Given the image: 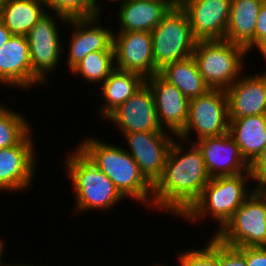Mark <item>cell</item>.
I'll return each mask as SVG.
<instances>
[{
	"label": "cell",
	"instance_id": "5b68a950",
	"mask_svg": "<svg viewBox=\"0 0 266 266\" xmlns=\"http://www.w3.org/2000/svg\"><path fill=\"white\" fill-rule=\"evenodd\" d=\"M248 52L226 40H197L193 58L210 89L226 90L239 78Z\"/></svg>",
	"mask_w": 266,
	"mask_h": 266
},
{
	"label": "cell",
	"instance_id": "3957f363",
	"mask_svg": "<svg viewBox=\"0 0 266 266\" xmlns=\"http://www.w3.org/2000/svg\"><path fill=\"white\" fill-rule=\"evenodd\" d=\"M252 180L250 172L233 176L211 178L204 187L200 198L181 217L184 220L198 222L210 215L218 223V231L231 219L244 201L255 191L246 186ZM247 187V188H246ZM209 214V215H208ZM202 218V220H200ZM198 219V220H197Z\"/></svg>",
	"mask_w": 266,
	"mask_h": 266
},
{
	"label": "cell",
	"instance_id": "5bb4252c",
	"mask_svg": "<svg viewBox=\"0 0 266 266\" xmlns=\"http://www.w3.org/2000/svg\"><path fill=\"white\" fill-rule=\"evenodd\" d=\"M179 5L197 40H225L231 0H182Z\"/></svg>",
	"mask_w": 266,
	"mask_h": 266
},
{
	"label": "cell",
	"instance_id": "9a60e30c",
	"mask_svg": "<svg viewBox=\"0 0 266 266\" xmlns=\"http://www.w3.org/2000/svg\"><path fill=\"white\" fill-rule=\"evenodd\" d=\"M145 83L151 88L162 130L177 137L187 123L190 100L159 73L146 78Z\"/></svg>",
	"mask_w": 266,
	"mask_h": 266
},
{
	"label": "cell",
	"instance_id": "44dd1931",
	"mask_svg": "<svg viewBox=\"0 0 266 266\" xmlns=\"http://www.w3.org/2000/svg\"><path fill=\"white\" fill-rule=\"evenodd\" d=\"M265 0H231L225 40L243 46L247 52L255 47V27Z\"/></svg>",
	"mask_w": 266,
	"mask_h": 266
},
{
	"label": "cell",
	"instance_id": "9c48e42d",
	"mask_svg": "<svg viewBox=\"0 0 266 266\" xmlns=\"http://www.w3.org/2000/svg\"><path fill=\"white\" fill-rule=\"evenodd\" d=\"M228 100L225 90L210 89L206 94L191 99L188 120L184 130L177 136L186 143L190 134L202 138L221 136L229 132ZM189 137V138H188Z\"/></svg>",
	"mask_w": 266,
	"mask_h": 266
},
{
	"label": "cell",
	"instance_id": "52a82bcc",
	"mask_svg": "<svg viewBox=\"0 0 266 266\" xmlns=\"http://www.w3.org/2000/svg\"><path fill=\"white\" fill-rule=\"evenodd\" d=\"M151 35L153 58L158 70L168 63L192 56L197 43L187 14L179 4L168 11Z\"/></svg>",
	"mask_w": 266,
	"mask_h": 266
},
{
	"label": "cell",
	"instance_id": "8992f818",
	"mask_svg": "<svg viewBox=\"0 0 266 266\" xmlns=\"http://www.w3.org/2000/svg\"><path fill=\"white\" fill-rule=\"evenodd\" d=\"M214 237L235 248L266 246V189H255Z\"/></svg>",
	"mask_w": 266,
	"mask_h": 266
},
{
	"label": "cell",
	"instance_id": "cb8c5ba5",
	"mask_svg": "<svg viewBox=\"0 0 266 266\" xmlns=\"http://www.w3.org/2000/svg\"><path fill=\"white\" fill-rule=\"evenodd\" d=\"M42 0H2L0 20L12 35L26 36L46 14Z\"/></svg>",
	"mask_w": 266,
	"mask_h": 266
},
{
	"label": "cell",
	"instance_id": "836d02e7",
	"mask_svg": "<svg viewBox=\"0 0 266 266\" xmlns=\"http://www.w3.org/2000/svg\"><path fill=\"white\" fill-rule=\"evenodd\" d=\"M11 32L6 28V26L0 20V48L6 44V42L12 37Z\"/></svg>",
	"mask_w": 266,
	"mask_h": 266
},
{
	"label": "cell",
	"instance_id": "ba28073f",
	"mask_svg": "<svg viewBox=\"0 0 266 266\" xmlns=\"http://www.w3.org/2000/svg\"><path fill=\"white\" fill-rule=\"evenodd\" d=\"M53 15L48 11L26 35L32 64V86L45 84L49 73H53L61 62L63 48L57 21L67 23L69 18L59 13Z\"/></svg>",
	"mask_w": 266,
	"mask_h": 266
},
{
	"label": "cell",
	"instance_id": "4dcf8cb0",
	"mask_svg": "<svg viewBox=\"0 0 266 266\" xmlns=\"http://www.w3.org/2000/svg\"><path fill=\"white\" fill-rule=\"evenodd\" d=\"M219 266H247L245 257L235 248L219 241Z\"/></svg>",
	"mask_w": 266,
	"mask_h": 266
},
{
	"label": "cell",
	"instance_id": "83f0119b",
	"mask_svg": "<svg viewBox=\"0 0 266 266\" xmlns=\"http://www.w3.org/2000/svg\"><path fill=\"white\" fill-rule=\"evenodd\" d=\"M178 257L180 266H219V240L213 236L202 249L192 248Z\"/></svg>",
	"mask_w": 266,
	"mask_h": 266
},
{
	"label": "cell",
	"instance_id": "d4e9b609",
	"mask_svg": "<svg viewBox=\"0 0 266 266\" xmlns=\"http://www.w3.org/2000/svg\"><path fill=\"white\" fill-rule=\"evenodd\" d=\"M159 74L189 100L204 95L210 90L193 56L166 64L159 70Z\"/></svg>",
	"mask_w": 266,
	"mask_h": 266
},
{
	"label": "cell",
	"instance_id": "7a4b0ae2",
	"mask_svg": "<svg viewBox=\"0 0 266 266\" xmlns=\"http://www.w3.org/2000/svg\"><path fill=\"white\" fill-rule=\"evenodd\" d=\"M94 137H85L77 148L113 182L124 197H132L146 204V207H153V185L140 172L133 157L125 148Z\"/></svg>",
	"mask_w": 266,
	"mask_h": 266
},
{
	"label": "cell",
	"instance_id": "4316f807",
	"mask_svg": "<svg viewBox=\"0 0 266 266\" xmlns=\"http://www.w3.org/2000/svg\"><path fill=\"white\" fill-rule=\"evenodd\" d=\"M6 107L0 104V149L17 145L32 130L25 115Z\"/></svg>",
	"mask_w": 266,
	"mask_h": 266
},
{
	"label": "cell",
	"instance_id": "1f68e13d",
	"mask_svg": "<svg viewBox=\"0 0 266 266\" xmlns=\"http://www.w3.org/2000/svg\"><path fill=\"white\" fill-rule=\"evenodd\" d=\"M244 257L247 266H266V246L237 247Z\"/></svg>",
	"mask_w": 266,
	"mask_h": 266
},
{
	"label": "cell",
	"instance_id": "6da1fadb",
	"mask_svg": "<svg viewBox=\"0 0 266 266\" xmlns=\"http://www.w3.org/2000/svg\"><path fill=\"white\" fill-rule=\"evenodd\" d=\"M176 141L169 149L161 177L153 185L151 208L181 218L200 198L211 177L198 147L192 143L190 149L183 148L181 140Z\"/></svg>",
	"mask_w": 266,
	"mask_h": 266
},
{
	"label": "cell",
	"instance_id": "e0dca14e",
	"mask_svg": "<svg viewBox=\"0 0 266 266\" xmlns=\"http://www.w3.org/2000/svg\"><path fill=\"white\" fill-rule=\"evenodd\" d=\"M100 16L69 18L66 23L72 25L67 65L71 70L89 53L94 51H107L113 45L112 29L99 25Z\"/></svg>",
	"mask_w": 266,
	"mask_h": 266
},
{
	"label": "cell",
	"instance_id": "e575fe53",
	"mask_svg": "<svg viewBox=\"0 0 266 266\" xmlns=\"http://www.w3.org/2000/svg\"><path fill=\"white\" fill-rule=\"evenodd\" d=\"M100 1L101 0H93V4H94V8H95V12H96V14L99 16L100 14H102L101 13V11H103L101 8H102V5H101V3H100ZM110 2L112 1V2H114V4L117 2H119L120 3V5L122 4V3H124L125 1H127V0H109Z\"/></svg>",
	"mask_w": 266,
	"mask_h": 266
},
{
	"label": "cell",
	"instance_id": "ac0fdd59",
	"mask_svg": "<svg viewBox=\"0 0 266 266\" xmlns=\"http://www.w3.org/2000/svg\"><path fill=\"white\" fill-rule=\"evenodd\" d=\"M229 118L266 114V69L242 76L225 90Z\"/></svg>",
	"mask_w": 266,
	"mask_h": 266
},
{
	"label": "cell",
	"instance_id": "2e32d148",
	"mask_svg": "<svg viewBox=\"0 0 266 266\" xmlns=\"http://www.w3.org/2000/svg\"><path fill=\"white\" fill-rule=\"evenodd\" d=\"M201 151L211 178L250 172V164L228 132L221 136L202 138L192 142Z\"/></svg>",
	"mask_w": 266,
	"mask_h": 266
},
{
	"label": "cell",
	"instance_id": "4fadbf2b",
	"mask_svg": "<svg viewBox=\"0 0 266 266\" xmlns=\"http://www.w3.org/2000/svg\"><path fill=\"white\" fill-rule=\"evenodd\" d=\"M112 121L122 134L132 132H167L162 130L151 88L144 83L127 101L113 111L106 120Z\"/></svg>",
	"mask_w": 266,
	"mask_h": 266
},
{
	"label": "cell",
	"instance_id": "74e56055",
	"mask_svg": "<svg viewBox=\"0 0 266 266\" xmlns=\"http://www.w3.org/2000/svg\"><path fill=\"white\" fill-rule=\"evenodd\" d=\"M8 266H34V265H27V264H20V263H18V264H16V263H13V264H11V262H10V264H8V263H6ZM38 266V265H37Z\"/></svg>",
	"mask_w": 266,
	"mask_h": 266
},
{
	"label": "cell",
	"instance_id": "8fae6325",
	"mask_svg": "<svg viewBox=\"0 0 266 266\" xmlns=\"http://www.w3.org/2000/svg\"><path fill=\"white\" fill-rule=\"evenodd\" d=\"M170 135V136H169ZM168 132H132L122 134L140 172L154 185L161 177L169 149L175 140Z\"/></svg>",
	"mask_w": 266,
	"mask_h": 266
},
{
	"label": "cell",
	"instance_id": "30bf717a",
	"mask_svg": "<svg viewBox=\"0 0 266 266\" xmlns=\"http://www.w3.org/2000/svg\"><path fill=\"white\" fill-rule=\"evenodd\" d=\"M31 132L17 145L0 149V191L20 193L33 185L37 153Z\"/></svg>",
	"mask_w": 266,
	"mask_h": 266
},
{
	"label": "cell",
	"instance_id": "484cf974",
	"mask_svg": "<svg viewBox=\"0 0 266 266\" xmlns=\"http://www.w3.org/2000/svg\"><path fill=\"white\" fill-rule=\"evenodd\" d=\"M115 58L113 45L107 51H94L89 53L72 69V76H79L87 81L89 85L92 83H103L109 75L115 70ZM101 82V83H100Z\"/></svg>",
	"mask_w": 266,
	"mask_h": 266
},
{
	"label": "cell",
	"instance_id": "f546056e",
	"mask_svg": "<svg viewBox=\"0 0 266 266\" xmlns=\"http://www.w3.org/2000/svg\"><path fill=\"white\" fill-rule=\"evenodd\" d=\"M252 180L257 181L256 189H266V146L257 158L250 164Z\"/></svg>",
	"mask_w": 266,
	"mask_h": 266
},
{
	"label": "cell",
	"instance_id": "d590c367",
	"mask_svg": "<svg viewBox=\"0 0 266 266\" xmlns=\"http://www.w3.org/2000/svg\"><path fill=\"white\" fill-rule=\"evenodd\" d=\"M257 50L261 53L266 63V37L262 39L256 46Z\"/></svg>",
	"mask_w": 266,
	"mask_h": 266
},
{
	"label": "cell",
	"instance_id": "d6986e66",
	"mask_svg": "<svg viewBox=\"0 0 266 266\" xmlns=\"http://www.w3.org/2000/svg\"><path fill=\"white\" fill-rule=\"evenodd\" d=\"M0 84L32 88V64L26 36L13 35L0 48Z\"/></svg>",
	"mask_w": 266,
	"mask_h": 266
},
{
	"label": "cell",
	"instance_id": "f1b7e54d",
	"mask_svg": "<svg viewBox=\"0 0 266 266\" xmlns=\"http://www.w3.org/2000/svg\"><path fill=\"white\" fill-rule=\"evenodd\" d=\"M46 9L62 14L67 18H83L98 16L93 0H42Z\"/></svg>",
	"mask_w": 266,
	"mask_h": 266
},
{
	"label": "cell",
	"instance_id": "8d00e7d4",
	"mask_svg": "<svg viewBox=\"0 0 266 266\" xmlns=\"http://www.w3.org/2000/svg\"><path fill=\"white\" fill-rule=\"evenodd\" d=\"M5 243L2 241V239L0 240V266H5L6 264H5V262L3 263V260L1 259L2 258V256H3V249H4V247H5V245H4Z\"/></svg>",
	"mask_w": 266,
	"mask_h": 266
},
{
	"label": "cell",
	"instance_id": "f35d334b",
	"mask_svg": "<svg viewBox=\"0 0 266 266\" xmlns=\"http://www.w3.org/2000/svg\"><path fill=\"white\" fill-rule=\"evenodd\" d=\"M182 0H175L176 4H179Z\"/></svg>",
	"mask_w": 266,
	"mask_h": 266
},
{
	"label": "cell",
	"instance_id": "7402d4cb",
	"mask_svg": "<svg viewBox=\"0 0 266 266\" xmlns=\"http://www.w3.org/2000/svg\"><path fill=\"white\" fill-rule=\"evenodd\" d=\"M229 119V133L251 164L266 146V114Z\"/></svg>",
	"mask_w": 266,
	"mask_h": 266
},
{
	"label": "cell",
	"instance_id": "277c9868",
	"mask_svg": "<svg viewBox=\"0 0 266 266\" xmlns=\"http://www.w3.org/2000/svg\"><path fill=\"white\" fill-rule=\"evenodd\" d=\"M71 153L69 152L64 162L65 170L74 186L77 211H106L125 198L113 182L78 148Z\"/></svg>",
	"mask_w": 266,
	"mask_h": 266
},
{
	"label": "cell",
	"instance_id": "ffe728a7",
	"mask_svg": "<svg viewBox=\"0 0 266 266\" xmlns=\"http://www.w3.org/2000/svg\"><path fill=\"white\" fill-rule=\"evenodd\" d=\"M175 4V0H127L118 10V32H151Z\"/></svg>",
	"mask_w": 266,
	"mask_h": 266
},
{
	"label": "cell",
	"instance_id": "603a6c76",
	"mask_svg": "<svg viewBox=\"0 0 266 266\" xmlns=\"http://www.w3.org/2000/svg\"><path fill=\"white\" fill-rule=\"evenodd\" d=\"M145 82L146 79L138 73L115 69L101 85L99 93L103 99V106L100 105L98 112L107 118Z\"/></svg>",
	"mask_w": 266,
	"mask_h": 266
},
{
	"label": "cell",
	"instance_id": "d6a6232c",
	"mask_svg": "<svg viewBox=\"0 0 266 266\" xmlns=\"http://www.w3.org/2000/svg\"><path fill=\"white\" fill-rule=\"evenodd\" d=\"M266 37V2L261 6L255 27V46Z\"/></svg>",
	"mask_w": 266,
	"mask_h": 266
},
{
	"label": "cell",
	"instance_id": "7c38bea8",
	"mask_svg": "<svg viewBox=\"0 0 266 266\" xmlns=\"http://www.w3.org/2000/svg\"><path fill=\"white\" fill-rule=\"evenodd\" d=\"M114 33L113 49L116 69L138 73L145 79L159 73L153 58L151 32Z\"/></svg>",
	"mask_w": 266,
	"mask_h": 266
}]
</instances>
